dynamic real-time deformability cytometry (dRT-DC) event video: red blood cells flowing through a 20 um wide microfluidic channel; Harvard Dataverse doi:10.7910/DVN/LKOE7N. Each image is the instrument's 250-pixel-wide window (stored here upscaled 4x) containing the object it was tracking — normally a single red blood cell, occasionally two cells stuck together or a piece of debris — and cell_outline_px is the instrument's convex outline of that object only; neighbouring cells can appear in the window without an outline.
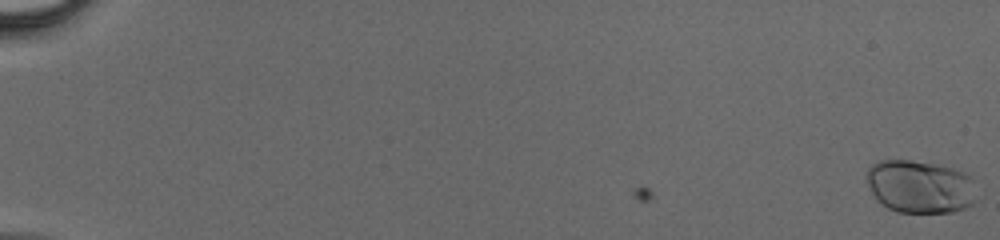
{"species": "human", "species_latin": "Homo sapiens", "temperature_condition": "cold", "stored_images_in_passage": 48, "camera_frame_rate_fps": 3000, "um_per_image_px": 0.085, "donor": {"sex": "male"}, "frame": {"image": 1, "passage_image": 1, "time_ms": 0.0, "image_size_px": [1000, 240], "cell_outline_px": [[976, 200], [972, 204], [964, 208], [952, 212], [896, 212], [888, 208], [872, 192], [864, 176], [868, 168], [872, 164], [880, 160], [908, 160], [932, 164], [952, 168], [964, 172], [972, 176]], "centroid_in_image_um": [78.2, 15.86], "position_along_channel_um": 6.8, "area_um2": 33.81}}
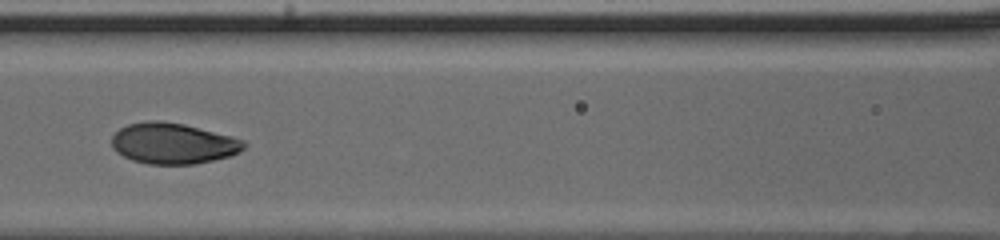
{"frame": {"image": 2, "passage_image": 25, "time_ms": 8.0, "image_size_px": [1000, 240], "cell_outline_px": [[248, 144], [240, 152], [228, 156], [196, 164], [148, 164], [132, 160], [116, 152], [112, 148], [112, 136], [120, 128], [128, 124], [148, 120], [160, 120], [184, 124], [232, 136], [244, 140]], "centroid_in_image_um": [14.71, 12.18], "position_along_channel_um": 151.9, "area_um2": 31.62}}
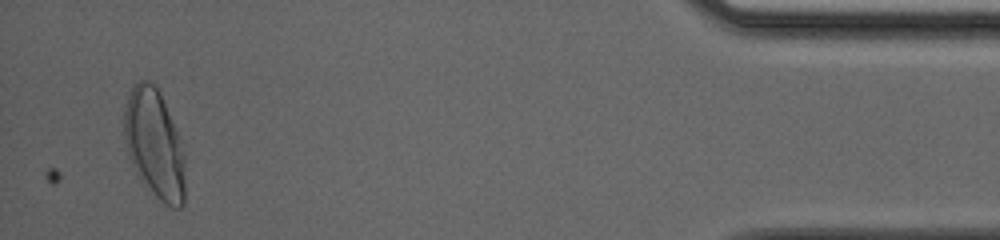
{"frame": {"image": 3, "passage_image": 47, "time_ms": 15.333, "image_size_px": [1000, 240], "cell_outline_px": [[184, 204], [180, 208], [172, 208], [164, 204], [136, 176], [128, 156], [124, 140], [124, 112], [128, 92], [132, 84], [140, 80], [148, 80], [160, 92], [176, 132], [184, 156]], "centroid_in_image_um": [13.08, 12.25], "position_along_channel_um": 422.1, "area_um2": 38.61}}